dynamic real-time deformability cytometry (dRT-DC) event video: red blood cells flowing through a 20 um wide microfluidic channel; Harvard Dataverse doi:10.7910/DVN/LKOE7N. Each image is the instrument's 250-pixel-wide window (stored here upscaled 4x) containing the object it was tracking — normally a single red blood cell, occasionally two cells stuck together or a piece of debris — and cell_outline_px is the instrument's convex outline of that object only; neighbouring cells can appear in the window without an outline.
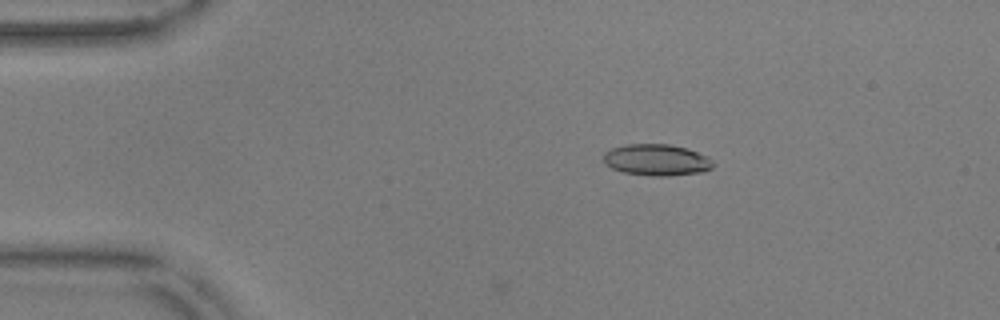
{"species": "common noctule bat (a hibernating species)", "species_latin": "Nyctalus noctula", "temperature_condition": "warm", "stored_images_in_passage": 15, "camera_frame_rate_fps": 3000, "um_per_image_px": 0.085, "animal": {"sex": "male", "body_mass_g": 17.9, "forearm_length_mm": 54.2}, "frame": {"image": 1, "passage_image": 10, "time_ms": 3.0, "image_size_px": [1000, 320], "cell_outline_px": [[712, 168], [704, 172], [668, 176], [652, 176], [624, 172], [612, 168], [604, 164], [604, 152], [612, 148], [628, 144], [668, 144], [688, 148], [708, 156], [712, 160]], "centroid_in_image_um": [55.83, 13.59], "position_along_channel_um": 29.2, "area_um2": 20.17}}